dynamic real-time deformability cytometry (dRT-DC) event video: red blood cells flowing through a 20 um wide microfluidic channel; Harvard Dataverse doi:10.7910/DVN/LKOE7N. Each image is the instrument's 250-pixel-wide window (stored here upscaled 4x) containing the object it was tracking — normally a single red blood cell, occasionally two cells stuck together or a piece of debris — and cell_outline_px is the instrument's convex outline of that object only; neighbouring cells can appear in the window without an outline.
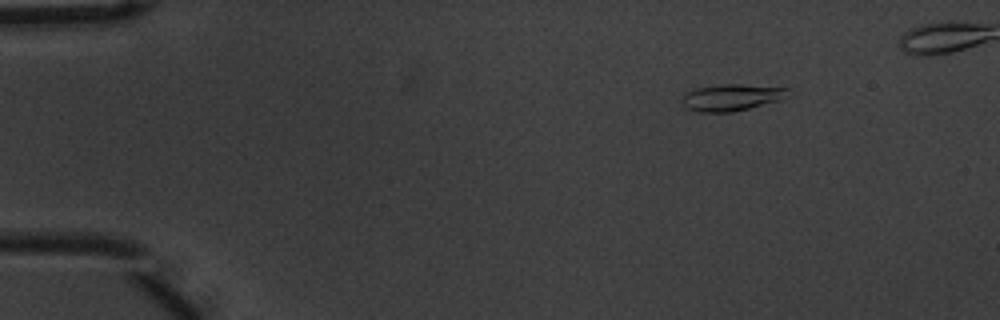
{"species": "common noctule bat (a hibernating species)", "species_latin": "Nyctalus noctula", "temperature_condition": "warm", "stored_images_in_passage": 45, "camera_frame_rate_fps": 3000, "um_per_image_px": 0.085, "animal": {"sex": "male", "body_mass_g": 20.1, "forearm_length_mm": 53.5}, "frame": {"image": 1, "passage_image": 2, "time_ms": 0.333, "image_size_px": [1000, 320], "cell_outline_px": [[788, 88], [780, 100], [732, 112], [700, 112], [684, 108], [684, 92], [696, 88], [720, 84], [740, 84]], "centroid_in_image_um": [62.1, 8.28], "position_along_channel_um": 22.9, "area_um2": 16.13}}
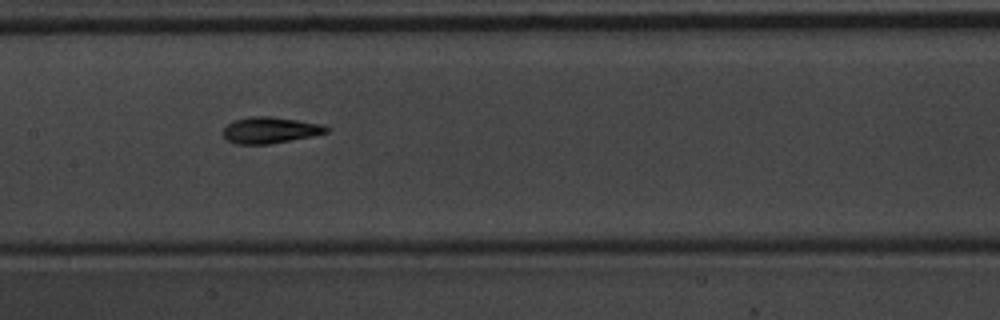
{"frame": {"image": 2, "passage_image": 22, "time_ms": 7.0, "image_size_px": [1000, 320], "cell_outline_px": [[332, 128], [328, 132], [312, 136], [292, 140], [268, 144], [236, 144], [228, 140], [224, 136], [224, 128], [228, 124], [236, 120], [252, 116], [272, 116], [324, 124]], "centroid_in_image_um": [23.03, 11.06], "position_along_channel_um": 184.4, "area_um2": 15.84}}
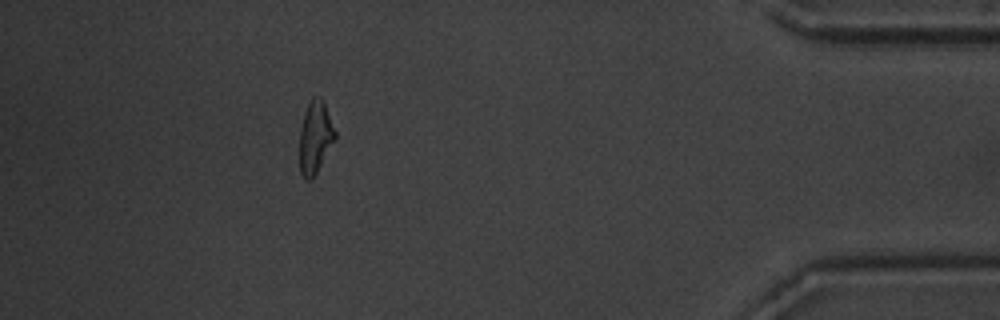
{"frame": {"image": 3, "passage_image": 44, "time_ms": 14.333, "image_size_px": [1000, 320], "cell_outline_px": [[336, 140], [312, 180], [308, 180], [300, 172], [300, 128], [304, 112], [312, 96], [320, 96], [324, 100], [336, 132]], "centroid_in_image_um": [26.81, 11.64], "position_along_channel_um": 408.4, "area_um2": 15.2}}